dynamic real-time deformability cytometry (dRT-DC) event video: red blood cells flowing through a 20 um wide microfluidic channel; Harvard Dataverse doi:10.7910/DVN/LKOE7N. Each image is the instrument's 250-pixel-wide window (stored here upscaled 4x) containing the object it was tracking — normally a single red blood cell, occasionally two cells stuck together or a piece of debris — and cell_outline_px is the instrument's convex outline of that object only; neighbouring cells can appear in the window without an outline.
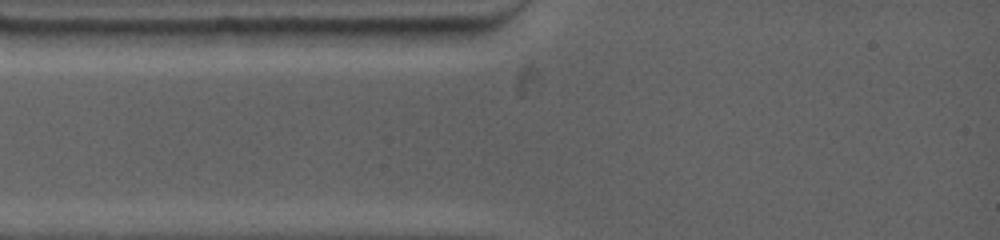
{"species": "common noctule bat (a hibernating species)", "species_latin": "Nyctalus noctula", "temperature_condition": "warm", "stored_images_in_passage": 4, "camera_frame_rate_fps": 4500, "um_per_image_px": 0.085, "animal": {"sex": "female", "body_mass_g": 19.0, "forearm_length_mm": 53.3}, "frame": {"image": 1, "passage_image": 1, "time_ms": 0.0, "image_size_px": [1000, 240], "cell_outline_px": [[240, 28], [220, 44], [172, 48], [104, 48], [88, 32], [88, 28]], "centroid_in_image_um": [13.57, 3.16], "position_along_channel_um": 71.4, "area_um2": 18.61}}